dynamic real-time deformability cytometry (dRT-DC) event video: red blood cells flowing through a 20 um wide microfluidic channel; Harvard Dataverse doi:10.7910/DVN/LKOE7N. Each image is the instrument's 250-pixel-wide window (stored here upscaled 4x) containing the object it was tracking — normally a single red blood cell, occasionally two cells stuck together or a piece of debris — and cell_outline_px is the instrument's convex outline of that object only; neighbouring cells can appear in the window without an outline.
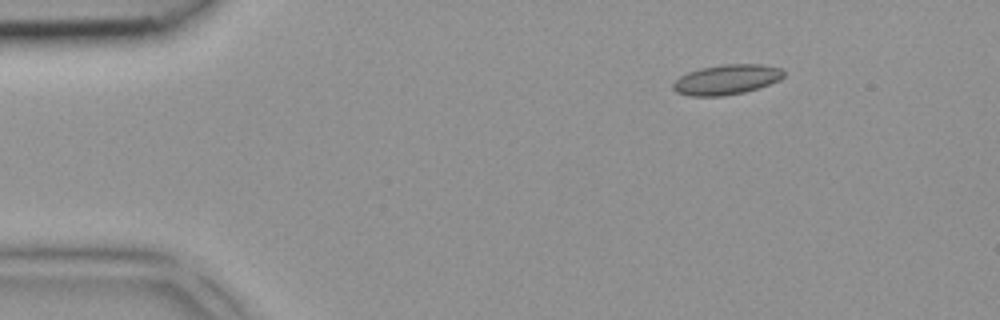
{"species": "common noctule bat (a hibernating species)", "species_latin": "Nyctalus noctula", "temperature_condition": "room temperature", "stored_images_in_passage": 4, "camera_frame_rate_fps": 3000, "um_per_image_px": 0.085, "animal": {"sex": "female", "body_mass_g": 18.4}, "frame": {"image": 1, "passage_image": 4, "time_ms": 1.0, "image_size_px": [1000, 320], "cell_outline_px": [[784, 76], [780, 80], [744, 92], [724, 96], [688, 96], [676, 92], [672, 88], [672, 84], [680, 76], [688, 72], [700, 68], [724, 64], [760, 64], [780, 68], [784, 72]], "centroid_in_image_um": [61.73, 6.77], "position_along_channel_um": 23.3, "area_um2": 19.31}}